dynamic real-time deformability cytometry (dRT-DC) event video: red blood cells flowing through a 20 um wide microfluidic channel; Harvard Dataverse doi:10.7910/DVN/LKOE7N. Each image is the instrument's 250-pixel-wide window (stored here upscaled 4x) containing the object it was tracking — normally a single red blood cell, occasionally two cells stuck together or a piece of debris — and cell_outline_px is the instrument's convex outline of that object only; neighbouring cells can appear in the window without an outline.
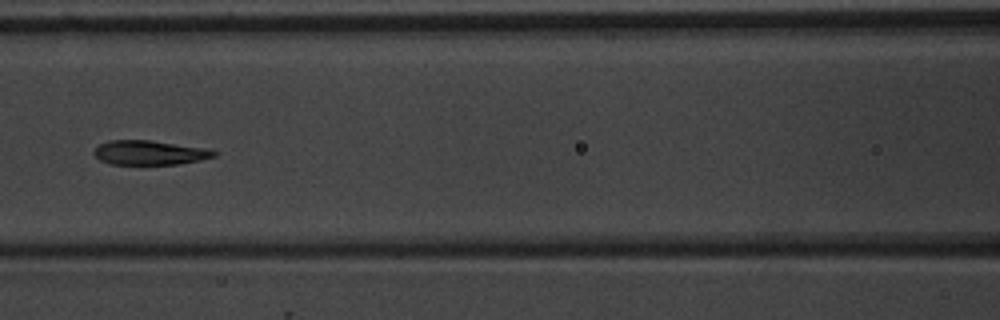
{"species": "common noctule bat (a hibernating species)", "species_latin": "Nyctalus noctula", "temperature_condition": "warm", "stored_images_in_passage": 8, "camera_frame_rate_fps": 3000, "um_per_image_px": 0.085, "animal": {"sex": "male", "body_mass_g": 20.1, "forearm_length_mm": 53.5}, "frame": {"image": 1, "passage_image": 5, "time_ms": 5.667, "image_size_px": [1000, 320], "cell_outline_px": [[220, 152], [216, 156], [200, 160], [180, 164], [112, 164], [100, 160], [92, 152], [100, 144], [108, 140], [148, 140], [208, 148]], "centroid_in_image_um": [12.76, 12.97], "position_along_channel_um": 153.8, "area_um2": 17.11}}
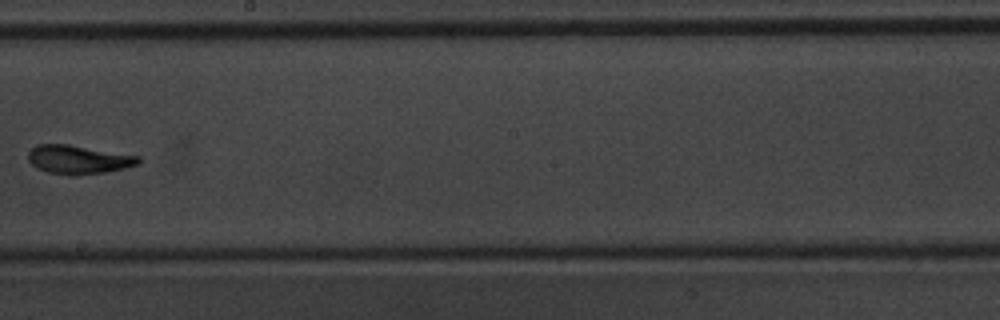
{"frame": {"image": 2, "passage_image": 7, "time_ms": 8.0, "image_size_px": [1000, 320], "cell_outline_px": [[140, 164], [124, 168], [104, 172], [76, 176], [68, 176], [48, 172], [36, 168], [28, 160], [28, 152], [36, 144], [68, 144], [140, 156]], "centroid_in_image_um": [6.65, 13.57], "position_along_channel_um": 241.6, "area_um2": 18.61}}
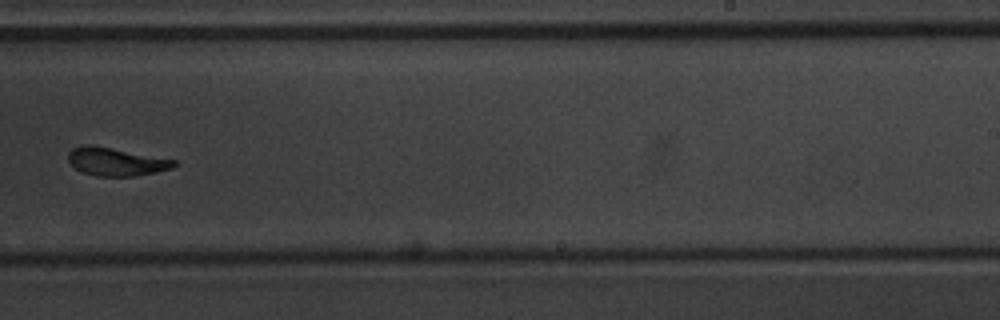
{"frame": {"image": 3, "passage_image": 8, "time_ms": 9.0, "image_size_px": [1000, 320], "cell_outline_px": [[180, 164], [172, 168], [156, 172], [136, 176], [96, 176], [84, 172], [76, 168], [68, 160], [68, 152], [72, 148], [80, 144], [88, 144], [176, 160]], "centroid_in_image_um": [9.87, 13.74], "position_along_channel_um": 279.1, "area_um2": 17.22}}